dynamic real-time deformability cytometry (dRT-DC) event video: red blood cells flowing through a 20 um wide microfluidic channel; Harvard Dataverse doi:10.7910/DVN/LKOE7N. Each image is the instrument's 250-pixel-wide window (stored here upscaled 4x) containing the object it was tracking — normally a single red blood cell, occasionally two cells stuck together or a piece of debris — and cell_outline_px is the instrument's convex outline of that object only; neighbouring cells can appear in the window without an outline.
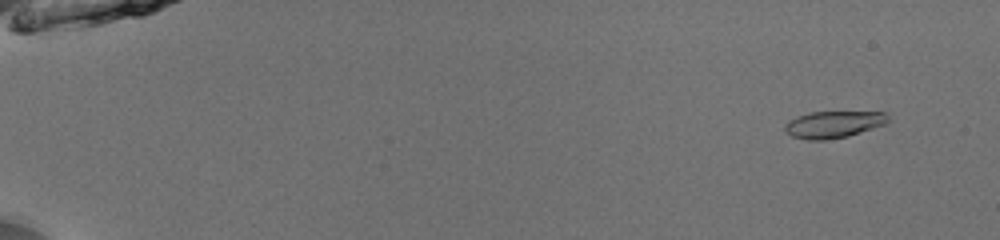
{"species": "common noctule bat (a hibernating species)", "species_latin": "Nyctalus noctula", "temperature_condition": "room temperature", "stored_images_in_passage": 53, "camera_frame_rate_fps": 3000, "um_per_image_px": 0.085, "animal": {"sex": "male", "body_mass_g": 13.0, "forearm_length_mm": 53.1}, "frame": {"image": 1, "passage_image": 5, "time_ms": 1.333, "image_size_px": [1000, 240], "cell_outline_px": [[888, 120], [884, 124], [848, 136], [824, 140], [808, 140], [792, 136], [784, 132], [784, 124], [788, 120], [796, 116], [808, 112], [884, 112], [888, 116]], "centroid_in_image_um": [70.77, 10.57], "position_along_channel_um": 14.2, "area_um2": 16.13}}
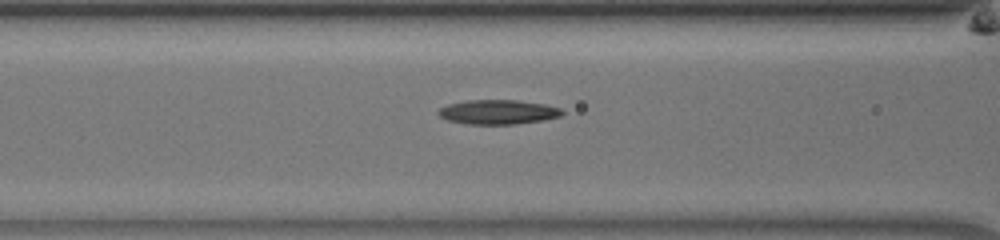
{"frame": {"image": 2, "passage_image": 25, "time_ms": 8.0, "image_size_px": [1000, 240], "cell_outline_px": [[564, 112], [560, 116], [544, 120], [516, 124], [468, 124], [448, 120], [440, 116], [436, 112], [440, 108], [448, 104], [468, 100], [516, 100], [544, 104], [560, 108]], "centroid_in_image_um": [42.33, 9.52], "position_along_channel_um": 124.3, "area_um2": 17.57}}
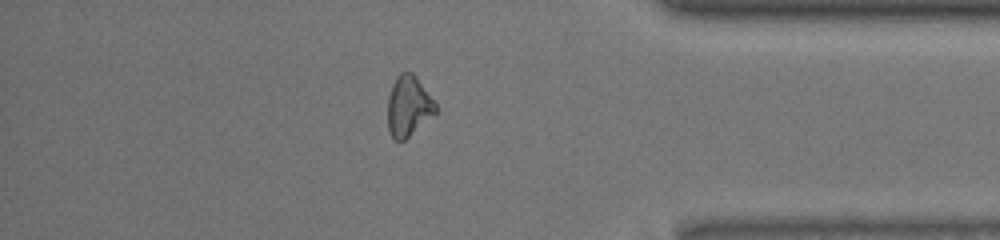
{"frame": {"image": 3, "passage_image": 47, "time_ms": 15.333, "image_size_px": [1000, 240], "cell_outline_px": [[436, 112], [404, 140], [396, 140], [392, 136], [388, 128], [388, 96], [392, 84], [396, 76], [400, 72], [412, 72], [416, 76], [436, 104]], "centroid_in_image_um": [34.69, 8.99], "position_along_channel_um": 400.5, "area_um2": 16.59}}